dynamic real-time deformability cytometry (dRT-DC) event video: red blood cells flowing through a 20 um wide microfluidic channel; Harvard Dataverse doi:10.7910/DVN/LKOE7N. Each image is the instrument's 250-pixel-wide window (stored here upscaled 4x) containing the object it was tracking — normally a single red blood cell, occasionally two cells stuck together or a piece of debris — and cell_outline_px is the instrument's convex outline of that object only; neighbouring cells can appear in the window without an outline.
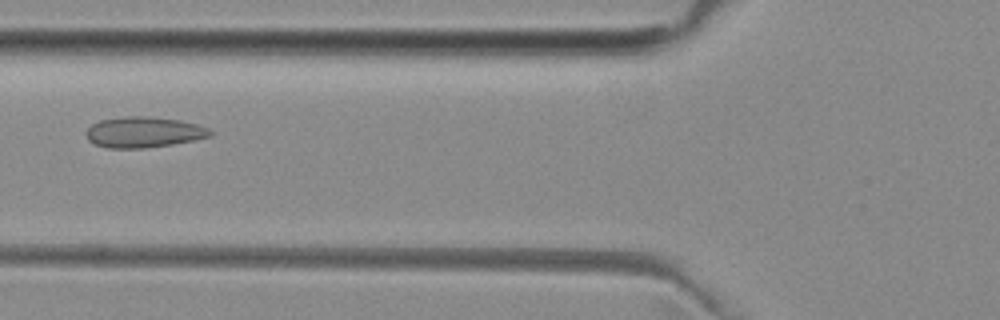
{"species": "common noctule bat (a hibernating species)", "species_latin": "Nyctalus noctula", "temperature_condition": "room temperature", "stored_images_in_passage": 38, "camera_frame_rate_fps": 3000, "um_per_image_px": 0.085, "animal": {"sex": "female", "body_mass_g": 29.2, "forearm_length_mm": 56.3}, "frame": {"image": 1, "passage_image": 6, "time_ms": 1.667, "image_size_px": [1000, 320], "cell_outline_px": [[212, 136], [172, 144], [144, 148], [108, 148], [92, 144], [88, 140], [84, 132], [92, 124], [100, 120], [124, 116], [148, 116], [180, 120], [196, 124], [208, 128], [212, 132]], "centroid_in_image_um": [12.17, 11.23], "position_along_channel_um": 113.6, "area_um2": 22.31}}
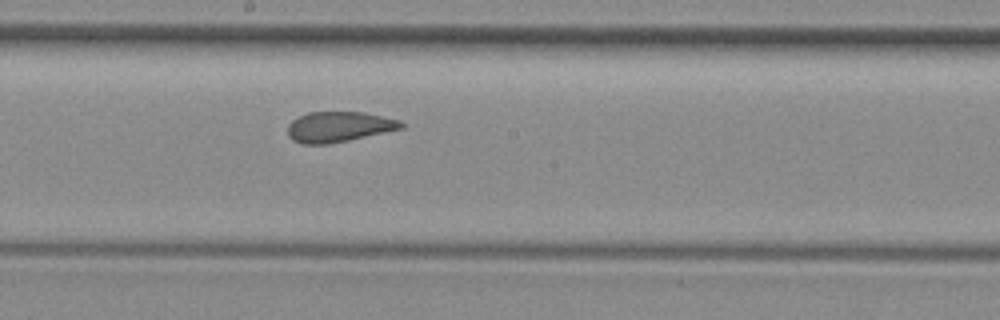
{"frame": {"image": 2, "passage_image": 14, "time_ms": 4.333, "image_size_px": [1000, 320], "cell_outline_px": [[404, 128], [348, 140], [328, 144], [300, 144], [292, 140], [288, 136], [288, 124], [292, 120], [308, 112], [364, 112], [400, 120], [404, 124]], "centroid_in_image_um": [28.78, 10.78], "position_along_channel_um": 219.4, "area_um2": 20.11}}
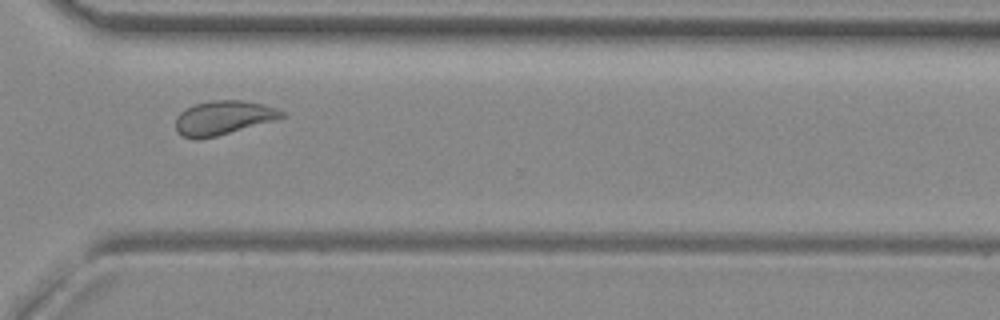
{"frame": {"image": 3, "passage_image": 24, "time_ms": 7.667, "image_size_px": [1000, 320], "cell_outline_px": [[288, 116], [276, 120], [216, 136], [200, 140], [192, 140], [176, 132], [176, 116], [184, 108], [196, 104], [212, 100], [244, 100], [276, 108], [284, 112]], "centroid_in_image_um": [18.96, 10.02], "position_along_channel_um": 351.6, "area_um2": 21.21}, "authors_computed_cell_mechanics": {"area_um2": 21.2993, "velocity_mm_per_s": 3.9674, "shape_relaxation_time_tau1_ms": null, "shape_relaxation_time_tau2_ms": 1.0582, "deformation_change_tau1": null, "deformation_change_tau2": 0.0826}}